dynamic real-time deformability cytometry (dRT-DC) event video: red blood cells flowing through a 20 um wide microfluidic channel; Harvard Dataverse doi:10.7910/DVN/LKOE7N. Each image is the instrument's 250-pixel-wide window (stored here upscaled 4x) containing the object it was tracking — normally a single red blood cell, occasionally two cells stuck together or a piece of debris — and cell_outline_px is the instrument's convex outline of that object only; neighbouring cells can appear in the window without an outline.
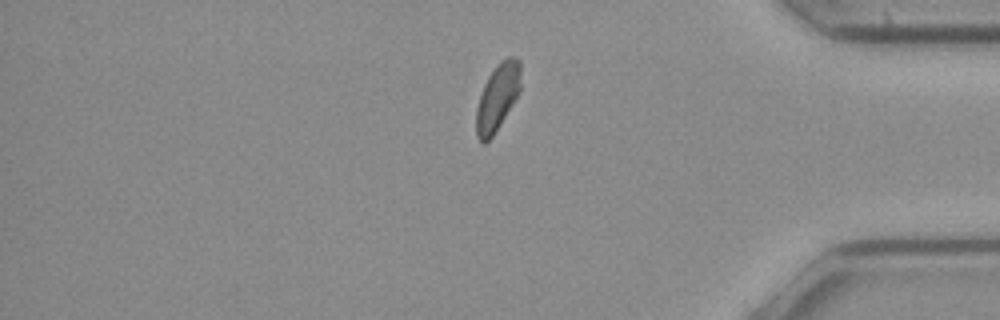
{"species": "common noctule bat (a hibernating species)", "species_latin": "Nyctalus noctula", "temperature_condition": "cold", "stored_images_in_passage": 13, "segment_of_instrument_passage": [2, 2], "camera_frame_rate_fps": 3000, "um_per_image_px": 0.085, "animal": {"sex": "female", "body_mass_g": 21.9}, "frame": {"image": 1, "passage_image": 13, "time_ms": 4.0, "image_size_px": [1000, 320], "cell_outline_px": [[520, 92], [500, 124], [492, 136], [484, 144], [476, 136], [476, 108], [484, 84], [488, 76], [496, 64], [500, 60], [508, 56], [512, 56], [520, 60]], "centroid_in_image_um": [42.29, 8.23], "position_along_channel_um": 392.9, "area_um2": 17.28}}